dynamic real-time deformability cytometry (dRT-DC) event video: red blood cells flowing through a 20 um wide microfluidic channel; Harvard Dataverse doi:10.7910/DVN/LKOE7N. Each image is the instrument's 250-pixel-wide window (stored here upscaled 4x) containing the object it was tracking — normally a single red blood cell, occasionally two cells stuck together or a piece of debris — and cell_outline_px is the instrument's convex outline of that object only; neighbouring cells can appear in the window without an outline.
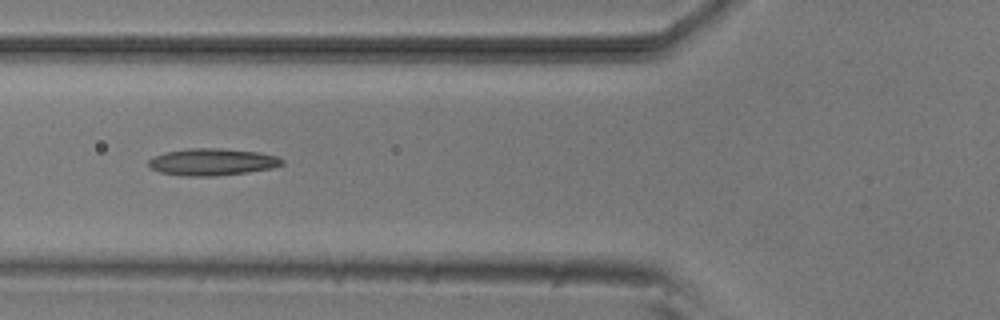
{"species": "common noctule bat (a hibernating species)", "species_latin": "Nyctalus noctula", "temperature_condition": "room temperature", "stored_images_in_passage": 9, "camera_frame_rate_fps": 3000, "um_per_image_px": 0.085, "animal": {"sex": "male", "body_mass_g": 20.5, "forearm_length_mm": 52.5}, "frame": {"image": 1, "passage_image": 6, "time_ms": 6.333, "image_size_px": [1000, 320], "cell_outline_px": [[284, 164], [272, 168], [248, 172], [212, 176], [184, 176], [160, 172], [152, 168], [148, 164], [148, 160], [152, 156], [164, 152], [188, 148], [220, 148], [260, 152], [280, 156], [284, 160]], "centroid_in_image_um": [18.06, 13.75], "position_along_channel_um": 107.7, "area_um2": 21.21}}
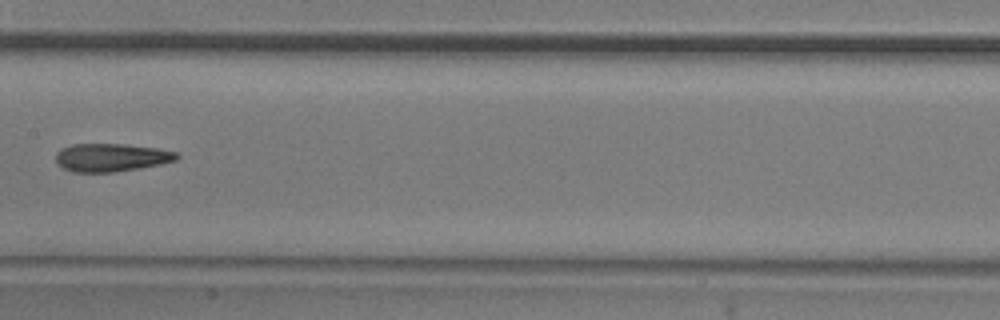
{"frame": {"image": 2, "passage_image": 8, "time_ms": 8.667, "image_size_px": [1000, 320], "cell_outline_px": [[180, 156], [176, 160], [160, 164], [140, 168], [112, 172], [72, 172], [56, 164], [56, 152], [60, 148], [72, 144], [124, 144], [160, 148], [176, 152]], "centroid_in_image_um": [9.44, 13.38], "position_along_channel_um": 198.0, "area_um2": 19.94}}
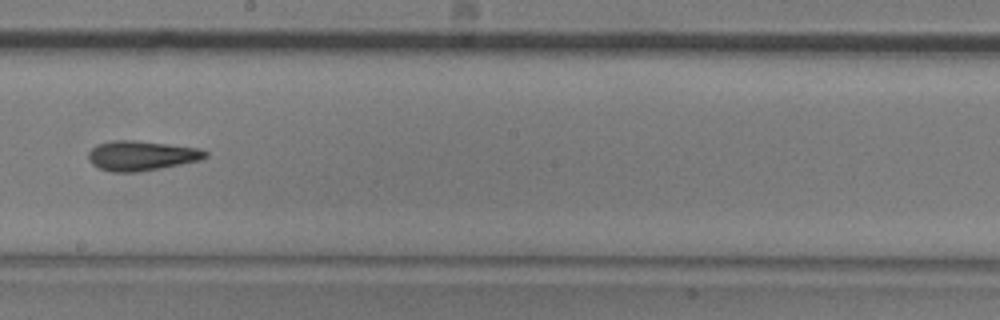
{"frame": {"image": 3, "passage_image": 9, "time_ms": 9.667, "image_size_px": [1000, 320], "cell_outline_px": [[208, 156], [200, 160], [140, 172], [112, 172], [100, 168], [92, 164], [88, 160], [88, 152], [96, 144], [112, 140], [132, 140], [200, 148], [208, 152]], "centroid_in_image_um": [12.0, 13.23], "position_along_channel_um": 236.2, "area_um2": 20.29}}